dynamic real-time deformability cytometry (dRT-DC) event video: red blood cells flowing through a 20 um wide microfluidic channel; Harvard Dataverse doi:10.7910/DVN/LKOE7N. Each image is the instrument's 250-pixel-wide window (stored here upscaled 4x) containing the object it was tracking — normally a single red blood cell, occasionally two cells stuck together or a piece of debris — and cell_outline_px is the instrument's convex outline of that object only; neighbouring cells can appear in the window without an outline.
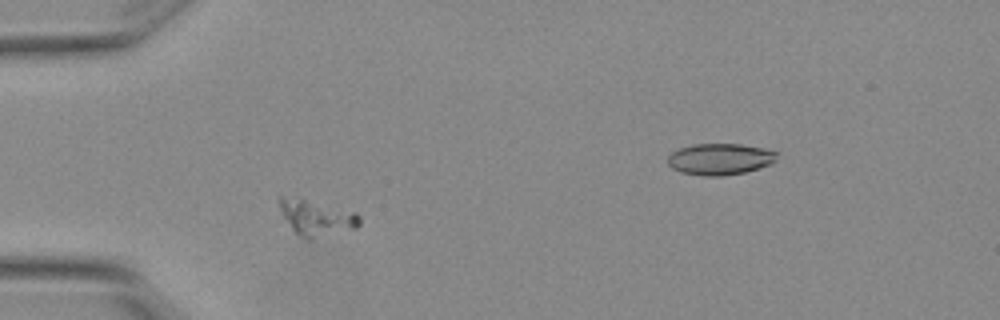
{"species": "Egyptian fruit bat (a non-hibernating species)", "species_latin": "Rousettus aegyptiacus", "temperature_condition": "warm", "stored_images_in_passage": 3, "segment_of_instrument_passage": [1, 2], "camera_frame_rate_fps": 3000, "um_per_image_px": 0.085, "animal": {"sex": "female"}, "frame": {"image": 1, "passage_image": 2, "time_ms": 0.333, "image_size_px": [1000, 320], "cell_outline_px": [[360, 224], [356, 228], [312, 240], [308, 240], [300, 236], [292, 228], [284, 216], [280, 208], [276, 196], [300, 196], [356, 212], [360, 216]], "centroid_in_image_um": [26.9, 18.47], "position_along_channel_um": 58.1, "area_um2": 17.11}}